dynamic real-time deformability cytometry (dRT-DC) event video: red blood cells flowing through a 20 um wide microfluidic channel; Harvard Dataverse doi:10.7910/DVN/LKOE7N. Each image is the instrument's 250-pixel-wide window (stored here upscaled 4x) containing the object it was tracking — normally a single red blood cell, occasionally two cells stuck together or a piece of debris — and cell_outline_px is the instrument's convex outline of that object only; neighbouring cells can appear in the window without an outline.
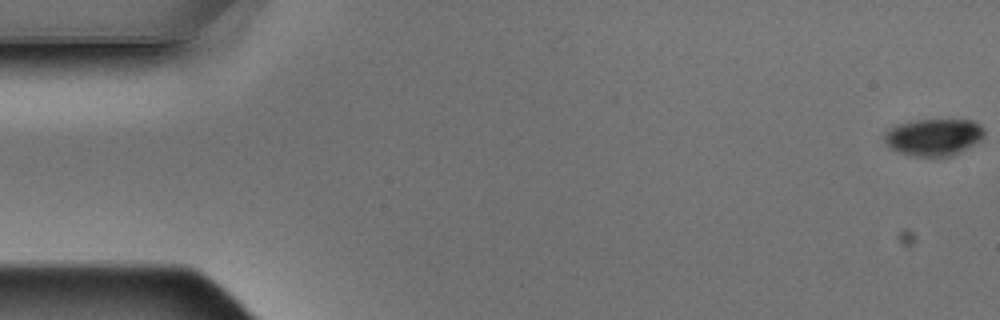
{"species": "Egyptian fruit bat (a non-hibernating species)", "species_latin": "Rousettus aegyptiacus", "temperature_condition": "warm", "stored_images_in_passage": 6, "camera_frame_rate_fps": 3000, "um_per_image_px": 0.085, "animal": {"sex": "male"}, "frame": {"image": 1, "passage_image": 1, "time_ms": 0.0, "image_size_px": [1000, 320], "cell_outline_px": [[984, 136], [976, 144], [952, 156], [912, 156], [896, 152], [884, 140], [884, 136], [888, 128], [896, 124], [912, 120], [972, 120], [980, 124], [984, 128]], "centroid_in_image_um": [79.37, 11.65], "position_along_channel_um": 5.6, "area_um2": 21.73}}
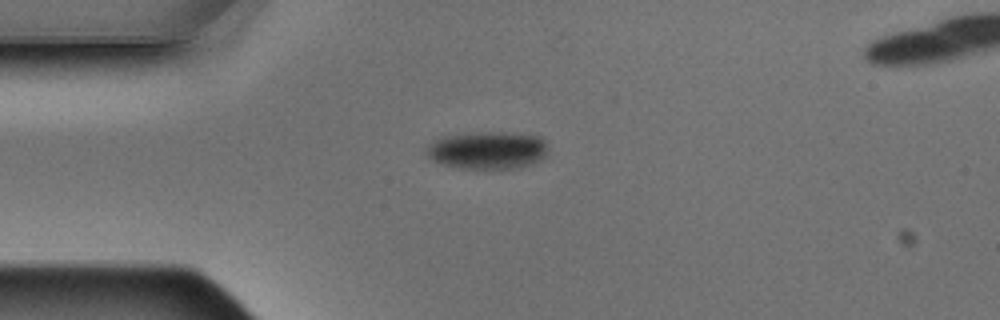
{"frame": {"image": 2, "passage_image": 5, "time_ms": 1.333, "image_size_px": [1000, 320], "cell_outline_px": [[544, 156], [540, 160], [520, 168], [460, 168], [440, 164], [432, 160], [428, 156], [424, 148], [428, 144], [440, 136], [484, 132], [512, 132], [540, 136], [544, 140]], "centroid_in_image_um": [41.37, 12.76], "position_along_channel_um": 43.6, "area_um2": 26.65}}